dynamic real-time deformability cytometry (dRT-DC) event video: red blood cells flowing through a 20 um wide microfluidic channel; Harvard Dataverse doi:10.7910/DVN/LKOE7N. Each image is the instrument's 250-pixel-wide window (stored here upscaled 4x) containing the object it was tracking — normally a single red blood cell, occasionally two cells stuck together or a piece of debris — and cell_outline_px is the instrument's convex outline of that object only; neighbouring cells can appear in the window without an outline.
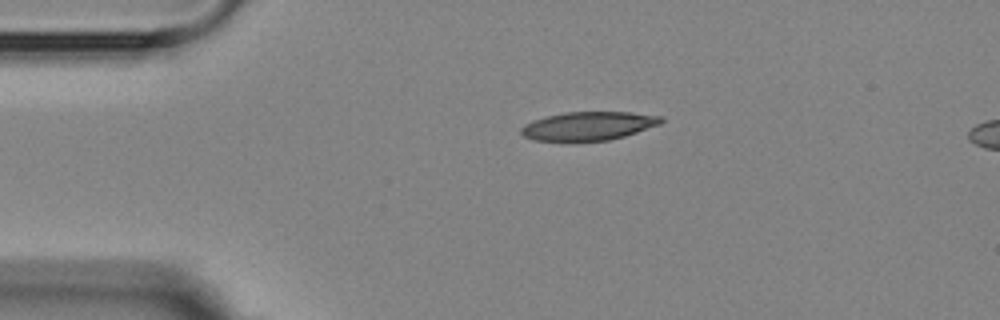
{"species": "Egyptian fruit bat (a non-hibernating species)", "species_latin": "Rousettus aegyptiacus", "temperature_condition": "room temperature", "stored_images_in_passage": 3, "segment_of_instrument_passage": [1, 2], "camera_frame_rate_fps": 3000, "um_per_image_px": 0.085, "animal": {"sex": "female"}, "frame": {"image": 1, "passage_image": 1, "time_ms": 0.0, "image_size_px": [1000, 320], "cell_outline_px": [[664, 120], [660, 124], [624, 136], [608, 140], [532, 140], [524, 136], [520, 132], [520, 128], [524, 124], [532, 120], [564, 112], [632, 112], [664, 116]], "centroid_in_image_um": [50.03, 10.69], "position_along_channel_um": 35.0, "area_um2": 23.12}}